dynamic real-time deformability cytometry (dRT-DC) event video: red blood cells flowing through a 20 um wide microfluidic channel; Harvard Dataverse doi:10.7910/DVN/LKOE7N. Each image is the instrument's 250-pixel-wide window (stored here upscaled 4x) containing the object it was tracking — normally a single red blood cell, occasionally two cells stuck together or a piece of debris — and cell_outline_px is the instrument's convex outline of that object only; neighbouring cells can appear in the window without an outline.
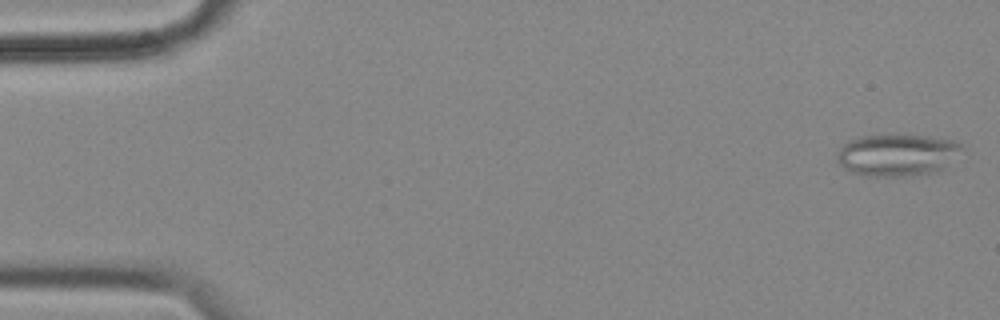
{"species": "common noctule bat (a hibernating species)", "species_latin": "Nyctalus noctula", "temperature_condition": "cold", "stored_images_in_passage": 5, "camera_frame_rate_fps": 3000, "um_per_image_px": 0.085, "animal": {"sex": "female", "body_mass_g": 18.4}, "frame": {"image": 1, "passage_image": 1, "time_ms": 0.0, "image_size_px": [1000, 320], "cell_outline_px": [[960, 148], [944, 168], [936, 172], [904, 176], [868, 176], [852, 172], [844, 168], [836, 160], [836, 152], [848, 140], [860, 136], [884, 132], [928, 136], [956, 140], [960, 144]], "centroid_in_image_um": [76.18, 13.12], "position_along_channel_um": 8.8, "area_um2": 31.04}}